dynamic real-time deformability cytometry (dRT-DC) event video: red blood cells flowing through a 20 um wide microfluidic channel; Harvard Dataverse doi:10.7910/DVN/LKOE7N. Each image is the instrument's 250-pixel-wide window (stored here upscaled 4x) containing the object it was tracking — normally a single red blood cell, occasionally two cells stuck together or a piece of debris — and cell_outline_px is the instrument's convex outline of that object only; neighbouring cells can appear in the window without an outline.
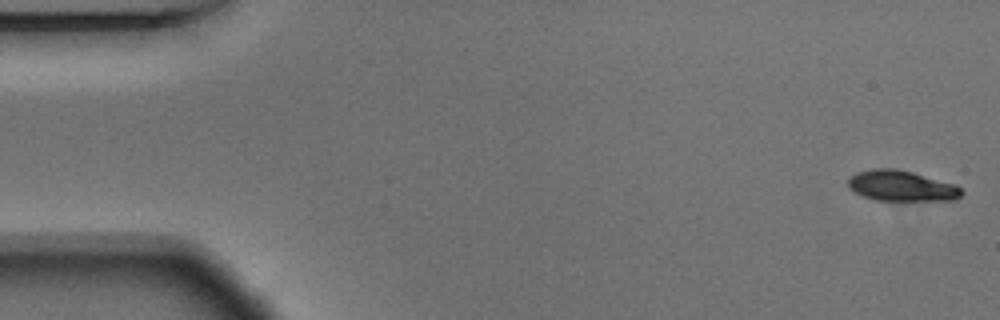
{"species": "Egyptian fruit bat (a non-hibernating species)", "species_latin": "Rousettus aegyptiacus", "temperature_condition": "warm", "stored_images_in_passage": 9, "camera_frame_rate_fps": 3000, "um_per_image_px": 0.085, "animal": {"sex": "male"}, "frame": {"image": 1, "passage_image": 1, "time_ms": 0.0, "image_size_px": [1000, 320], "cell_outline_px": [[964, 192], [956, 200], [876, 200], [852, 192], [848, 188], [848, 176], [856, 172], [876, 168], [896, 168], [912, 172], [952, 184], [960, 188]], "centroid_in_image_um": [76.56, 15.8], "position_along_channel_um": 8.4, "area_um2": 20.17}}